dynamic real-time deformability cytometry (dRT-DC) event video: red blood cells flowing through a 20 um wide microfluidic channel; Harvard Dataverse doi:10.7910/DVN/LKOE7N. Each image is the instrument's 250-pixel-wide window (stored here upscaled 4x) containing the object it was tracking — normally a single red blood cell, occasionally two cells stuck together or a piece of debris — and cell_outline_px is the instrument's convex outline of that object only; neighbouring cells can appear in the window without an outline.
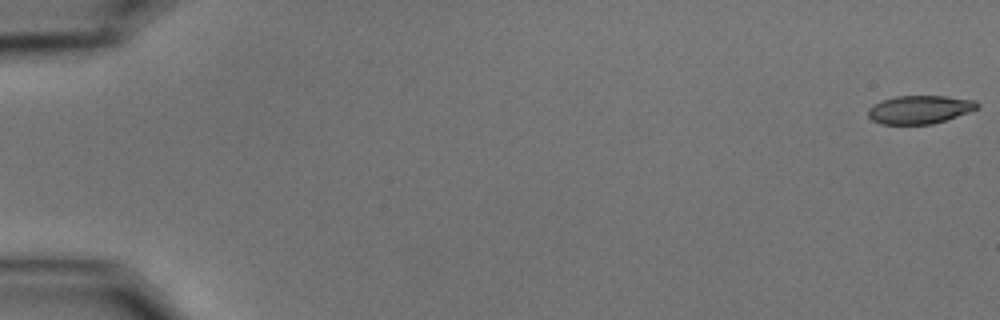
{"species": "common noctule bat (a hibernating species)", "species_latin": "Nyctalus noctula", "temperature_condition": "cold", "stored_images_in_passage": 59, "camera_frame_rate_fps": 3000, "um_per_image_px": 0.085, "animal": {"sex": "male", "body_mass_g": 15.6}, "frame": {"image": 1, "passage_image": 1, "time_ms": 0.0, "image_size_px": [1000, 320], "cell_outline_px": [[980, 104], [976, 108], [968, 112], [932, 124], [880, 124], [872, 120], [868, 116], [868, 108], [872, 104], [880, 100], [896, 96], [944, 96], [976, 100]], "centroid_in_image_um": [78.12, 9.3], "position_along_channel_um": 6.9, "area_um2": 17.98}}
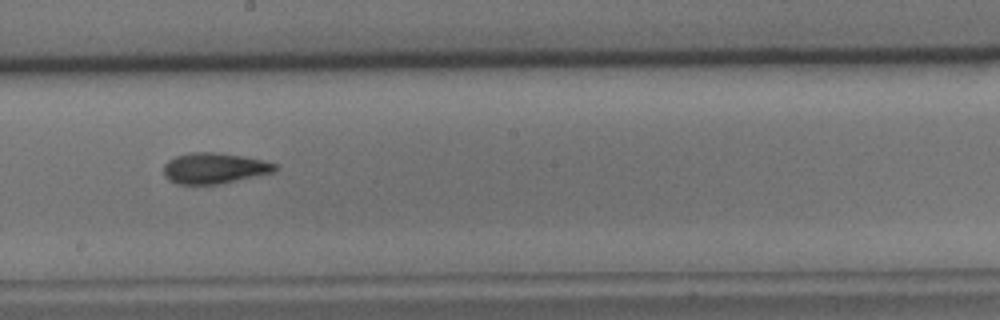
{"frame": {"image": 2, "passage_image": 34, "time_ms": 11.0, "image_size_px": [1000, 320], "cell_outline_px": [[276, 172], [216, 184], [176, 184], [168, 180], [164, 176], [164, 164], [168, 160], [176, 156], [188, 152], [216, 152], [244, 156], [264, 160], [276, 164]], "centroid_in_image_um": [18.19, 14.29], "position_along_channel_um": 230.0, "area_um2": 20.06}}
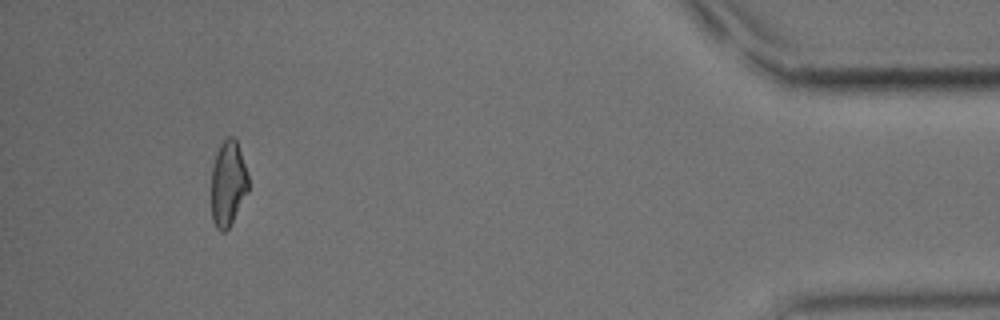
{"frame": {"image": 3, "passage_image": 55, "time_ms": 18.0, "image_size_px": [1000, 320], "cell_outline_px": [[248, 192], [228, 228], [224, 232], [220, 232], [216, 228], [212, 220], [212, 168], [216, 152], [220, 144], [228, 136], [232, 136], [236, 140], [248, 176]], "centroid_in_image_um": [19.37, 15.61], "position_along_channel_um": 415.8, "area_um2": 18.21}, "authors_computed_cell_mechanics": {"area_um2": 19.4208, "velocity_mm_per_s": 3.495, "shape_relaxation_time_tau1_ms": 5.1786, "shape_relaxation_time_tau2_ms": 2.959, "deformation_change_tau1": 0.1676, "deformation_change_tau2": 0.1126}}